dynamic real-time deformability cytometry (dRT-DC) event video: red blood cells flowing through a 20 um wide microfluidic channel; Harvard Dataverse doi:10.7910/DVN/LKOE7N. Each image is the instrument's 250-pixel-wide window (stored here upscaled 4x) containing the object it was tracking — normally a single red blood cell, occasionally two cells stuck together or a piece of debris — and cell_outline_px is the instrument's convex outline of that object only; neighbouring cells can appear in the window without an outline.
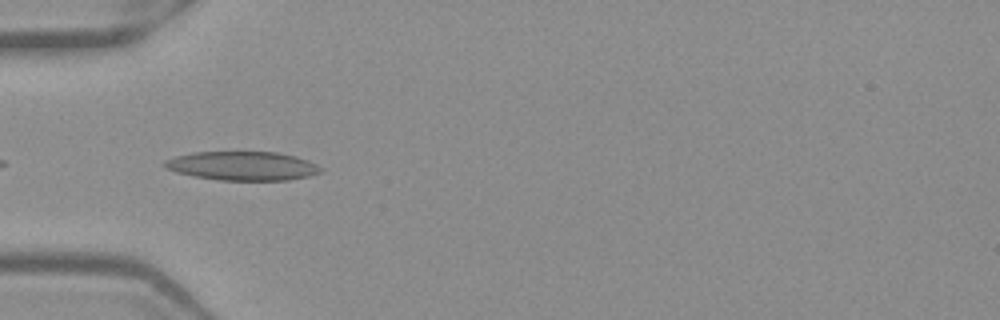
{"species": "Egyptian fruit bat (a non-hibernating species)", "species_latin": "Rousettus aegyptiacus", "temperature_condition": "warm", "stored_images_in_passage": 37, "camera_frame_rate_fps": 3000, "um_per_image_px": 0.085, "frame": {"image": 1, "passage_image": 2, "time_ms": 0.333, "image_size_px": [1000, 320], "cell_outline_px": [[324, 168], [320, 172], [308, 176], [288, 180], [220, 180], [196, 176], [176, 172], [160, 164], [164, 160], [176, 156], [192, 152], [276, 152], [296, 156], [308, 160]], "centroid_in_image_um": [20.62, 14.09], "position_along_channel_um": 64.4, "area_um2": 26.24}}
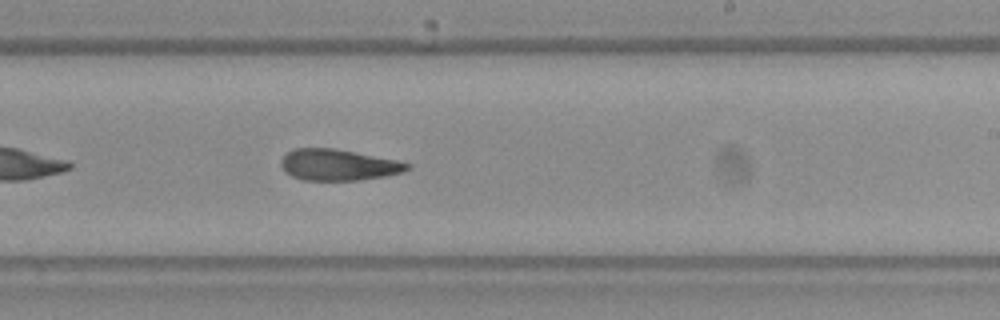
{"frame": {"image": 2, "passage_image": 17, "time_ms": 5.333, "image_size_px": [1000, 320], "cell_outline_px": [[412, 168], [404, 172], [384, 176], [360, 180], [304, 180], [292, 176], [284, 172], [280, 164], [280, 160], [284, 152], [296, 148], [332, 148], [396, 160], [412, 164]], "centroid_in_image_um": [28.72, 14.01], "position_along_channel_um": 260.3, "area_um2": 23.06}}
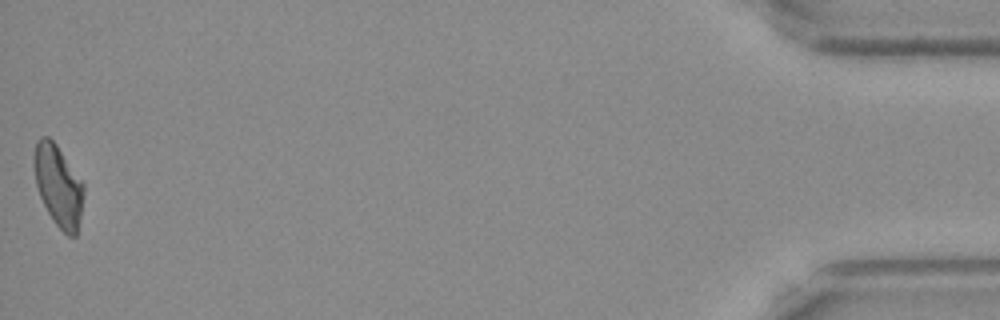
{"frame": {"image": 3, "passage_image": 37, "time_ms": 12.0, "image_size_px": [1000, 320], "cell_outline_px": [[84, 188], [80, 216], [76, 236], [68, 236], [56, 224], [48, 212], [40, 196], [36, 184], [32, 164], [32, 156], [36, 140], [40, 136], [48, 136], [56, 144], [84, 184]], "centroid_in_image_um": [4.92, 15.73], "position_along_channel_um": 430.3, "area_um2": 23.47}, "authors_computed_cell_mechanics": {"area_um2": 23.698, "velocity_mm_per_s": 3.9347, "shape_relaxation_time_tau1_ms": null, "shape_relaxation_time_tau2_ms": 4.7416, "deformation_change_tau1": null, "deformation_change_tau2": 0.1418}}